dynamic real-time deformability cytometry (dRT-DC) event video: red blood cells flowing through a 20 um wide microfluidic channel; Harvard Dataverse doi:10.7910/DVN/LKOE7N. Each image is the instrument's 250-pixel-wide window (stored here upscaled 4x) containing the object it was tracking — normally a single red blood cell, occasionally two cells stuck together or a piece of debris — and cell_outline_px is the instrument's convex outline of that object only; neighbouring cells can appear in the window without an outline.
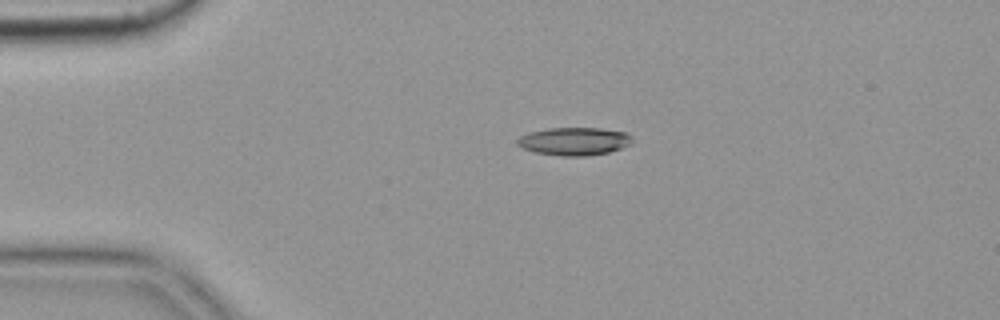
{"species": "common noctule bat (a hibernating species)", "species_latin": "Nyctalus noctula", "temperature_condition": "cold", "stored_images_in_passage": 2, "camera_frame_rate_fps": 3000, "um_per_image_px": 0.085, "animal": {"sex": "female", "body_mass_g": 19.9}, "frame": {"image": 1, "passage_image": 1, "time_ms": 0.0, "image_size_px": [1000, 320], "cell_outline_px": [[632, 144], [608, 152], [588, 156], [560, 156], [536, 152], [524, 148], [516, 144], [516, 140], [520, 136], [528, 132], [548, 128], [600, 128], [628, 132], [632, 136]], "centroid_in_image_um": [48.83, 12.0], "position_along_channel_um": 36.2, "area_um2": 18.84}}